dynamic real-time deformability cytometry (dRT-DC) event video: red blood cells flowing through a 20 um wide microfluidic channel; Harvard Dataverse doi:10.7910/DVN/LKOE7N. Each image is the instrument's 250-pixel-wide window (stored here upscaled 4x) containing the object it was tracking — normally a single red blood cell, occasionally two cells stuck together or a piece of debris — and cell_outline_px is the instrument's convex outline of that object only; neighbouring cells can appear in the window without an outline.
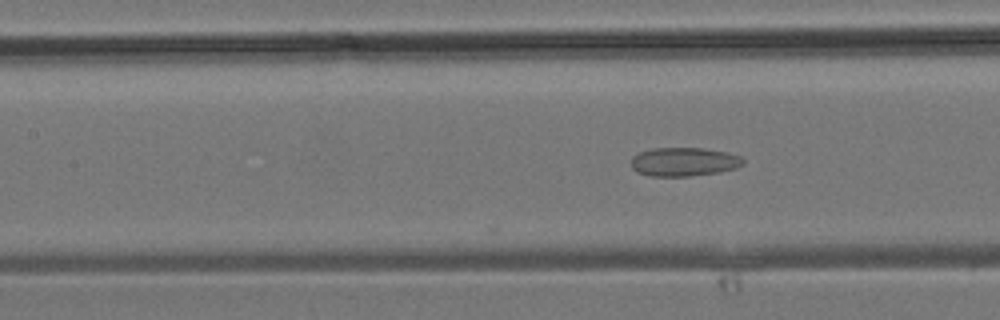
{"species": "common noctule bat (a hibernating species)", "species_latin": "Nyctalus noctula", "temperature_condition": "room temperature", "stored_images_in_passage": 10, "camera_frame_rate_fps": 3000, "um_per_image_px": 0.085, "animal": {"sex": "male", "body_mass_g": 19.2, "forearm_length_mm": 51.8}, "frame": {"image": 1, "passage_image": 10, "time_ms": 3.0, "image_size_px": [1000, 320], "cell_outline_px": [[744, 164], [736, 168], [720, 172], [688, 176], [648, 176], [636, 172], [632, 168], [632, 156], [640, 152], [652, 148], [704, 148], [728, 152], [740, 156], [744, 160]], "centroid_in_image_um": [58.14, 13.75], "position_along_channel_um": 149.3, "area_um2": 18.9}}